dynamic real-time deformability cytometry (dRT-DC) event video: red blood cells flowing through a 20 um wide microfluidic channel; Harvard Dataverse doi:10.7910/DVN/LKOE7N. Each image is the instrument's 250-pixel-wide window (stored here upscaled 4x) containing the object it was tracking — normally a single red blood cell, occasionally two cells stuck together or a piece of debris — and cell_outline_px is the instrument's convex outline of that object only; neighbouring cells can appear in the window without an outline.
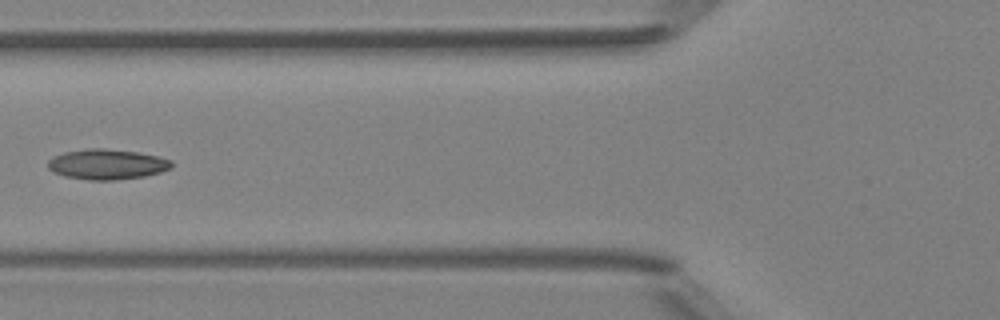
{"species": "Egyptian fruit bat (a non-hibernating species)", "species_latin": "Rousettus aegyptiacus", "temperature_condition": "room temperature", "stored_images_in_passage": 6, "camera_frame_rate_fps": 3000, "um_per_image_px": 0.085, "animal": {"sex": "female"}, "frame": {"image": 1, "passage_image": 6, "time_ms": 5.667, "image_size_px": [1000, 320], "cell_outline_px": [[172, 168], [160, 172], [144, 176], [116, 180], [88, 180], [64, 176], [52, 172], [48, 168], [48, 160], [52, 156], [64, 152], [88, 148], [104, 148], [136, 152], [160, 156], [172, 160]], "centroid_in_image_um": [9.08, 13.96], "position_along_channel_um": 116.7, "area_um2": 22.02}}